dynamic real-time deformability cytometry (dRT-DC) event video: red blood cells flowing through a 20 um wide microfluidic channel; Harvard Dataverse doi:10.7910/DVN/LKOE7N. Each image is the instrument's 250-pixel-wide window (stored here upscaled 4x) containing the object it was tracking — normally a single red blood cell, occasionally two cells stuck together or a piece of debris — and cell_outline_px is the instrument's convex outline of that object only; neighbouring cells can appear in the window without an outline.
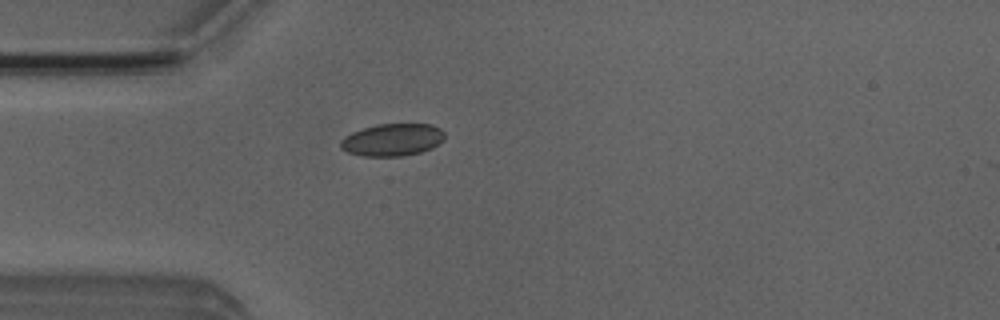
{"species": "Egyptian fruit bat (a non-hibernating species)", "species_latin": "Rousettus aegyptiacus", "temperature_condition": "room temperature", "stored_images_in_passage": 39, "camera_frame_rate_fps": 3000, "um_per_image_px": 0.085, "animal": {"sex": "male"}, "frame": {"image": 1, "passage_image": 2, "time_ms": 0.333, "image_size_px": [1000, 320], "cell_outline_px": [[444, 140], [432, 148], [420, 152], [400, 156], [364, 156], [348, 152], [340, 148], [340, 140], [344, 136], [352, 132], [376, 124], [432, 124], [440, 128], [444, 132]], "centroid_in_image_um": [33.35, 11.87], "position_along_channel_um": 51.6, "area_um2": 19.65}}
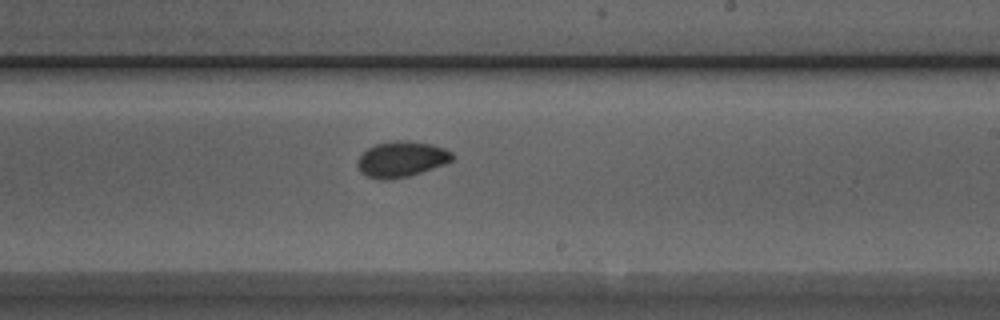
{"frame": {"image": 2, "passage_image": 18, "time_ms": 5.667, "image_size_px": [1000, 320], "cell_outline_px": [[456, 156], [452, 160], [444, 164], [408, 176], [392, 180], [380, 180], [368, 176], [360, 172], [356, 164], [360, 156], [368, 148], [376, 144], [396, 140], [408, 140], [432, 144], [444, 148], [452, 152]], "centroid_in_image_um": [34.13, 13.53], "position_along_channel_um": 254.9, "area_um2": 19.77}}
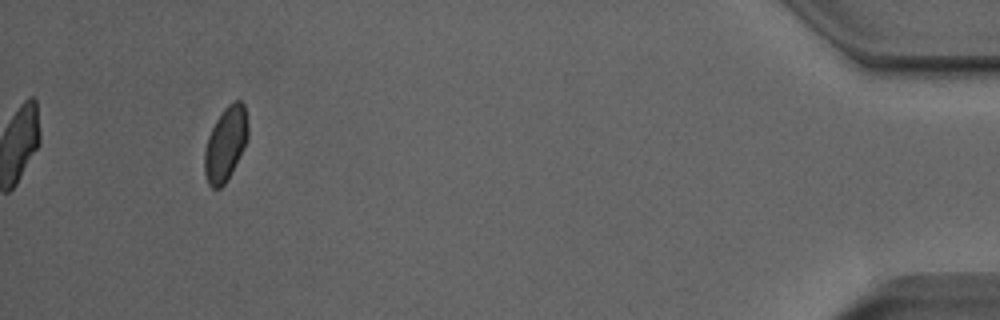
{"frame": {"image": 3, "passage_image": 36, "time_ms": 11.667, "image_size_px": [1000, 320], "cell_outline_px": [[248, 136], [228, 180], [220, 188], [212, 188], [208, 184], [204, 172], [204, 152], [208, 136], [216, 120], [224, 108], [228, 104], [236, 100], [240, 100], [244, 104], [248, 124]], "centroid_in_image_um": [19.16, 12.23], "position_along_channel_um": 416.0, "area_um2": 18.61}, "authors_computed_cell_mechanics": {"area_um2": 19.1896, "velocity_mm_per_s": 3.9523, "shape_relaxation_time_tau1_ms": 5.8138, "shape_relaxation_time_tau2_ms": 1.0522, "deformation_change_tau1": 0.0842, "deformation_change_tau2": 0.0311}}